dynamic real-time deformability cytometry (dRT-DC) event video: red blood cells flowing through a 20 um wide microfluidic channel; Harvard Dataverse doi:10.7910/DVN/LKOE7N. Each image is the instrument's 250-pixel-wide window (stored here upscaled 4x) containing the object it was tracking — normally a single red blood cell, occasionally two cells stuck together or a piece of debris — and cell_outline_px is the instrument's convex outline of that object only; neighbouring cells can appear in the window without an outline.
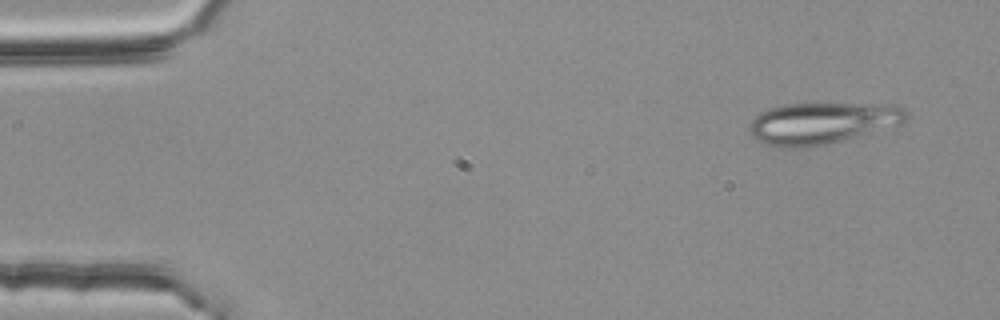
{"species": "common noctule bat (a hibernating species)", "species_latin": "Nyctalus noctula", "temperature_condition": "room temperature", "stored_images_in_passage": 3, "camera_frame_rate_fps": 3000, "um_per_image_px": 0.085, "animal": {"sex": "female", "body_mass_g": 25.1}, "frame": {"image": 1, "passage_image": 1, "time_ms": 0.0, "image_size_px": [1000, 320], "cell_outline_px": [[908, 116], [904, 124], [824, 144], [800, 148], [788, 148], [768, 144], [756, 140], [748, 128], [752, 120], [760, 112], [784, 104], [896, 104], [904, 108], [908, 112]], "centroid_in_image_um": [69.93, 10.45], "position_along_channel_um": 15.1, "area_um2": 37.74}}